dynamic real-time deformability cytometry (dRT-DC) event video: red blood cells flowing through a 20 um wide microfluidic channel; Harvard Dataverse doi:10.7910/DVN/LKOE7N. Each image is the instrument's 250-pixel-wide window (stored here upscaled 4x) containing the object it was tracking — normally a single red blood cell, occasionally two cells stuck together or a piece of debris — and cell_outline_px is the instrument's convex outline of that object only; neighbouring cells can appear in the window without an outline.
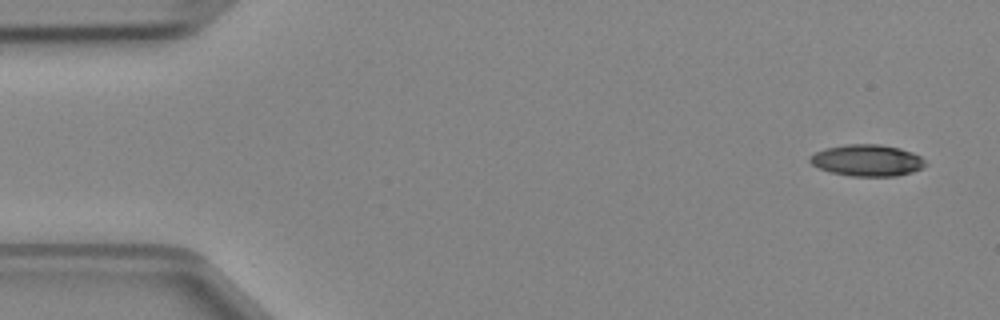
{"species": "Egyptian fruit bat (a non-hibernating species)", "species_latin": "Rousettus aegyptiacus", "temperature_condition": "cold", "stored_images_in_passage": 3, "camera_frame_rate_fps": 3000, "um_per_image_px": 0.085, "animal": {"sex": "female"}, "frame": {"image": 1, "passage_image": 1, "time_ms": 0.0, "image_size_px": [1000, 320], "cell_outline_px": [[928, 164], [912, 172], [896, 176], [852, 176], [828, 172], [812, 164], [808, 160], [808, 156], [824, 148], [844, 144], [880, 144], [900, 148], [912, 152], [920, 156]], "centroid_in_image_um": [73.68, 13.62], "position_along_channel_um": 11.3, "area_um2": 21.39}}